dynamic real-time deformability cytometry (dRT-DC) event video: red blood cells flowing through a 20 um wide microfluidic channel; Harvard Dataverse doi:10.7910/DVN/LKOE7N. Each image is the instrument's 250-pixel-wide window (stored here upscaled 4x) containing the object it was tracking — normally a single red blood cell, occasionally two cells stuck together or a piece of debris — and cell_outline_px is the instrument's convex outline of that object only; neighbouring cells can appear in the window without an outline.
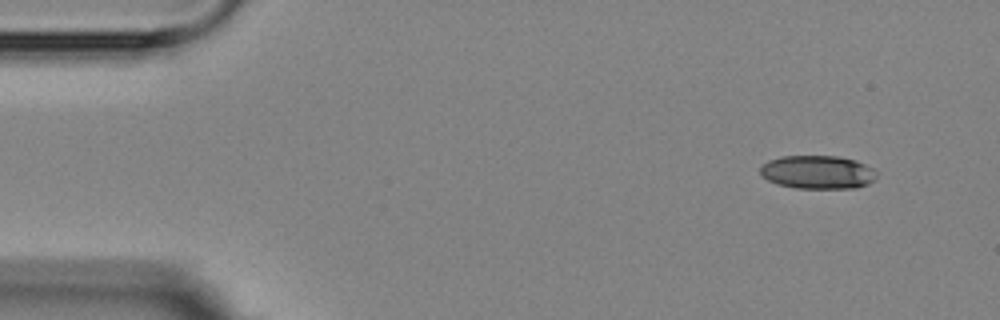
{"species": "Egyptian fruit bat (a non-hibernating species)", "species_latin": "Rousettus aegyptiacus", "temperature_condition": "room temperature", "stored_images_in_passage": 4, "camera_frame_rate_fps": 3000, "um_per_image_px": 0.085, "animal": {"sex": "female"}, "frame": {"image": 1, "passage_image": 1, "time_ms": 0.0, "image_size_px": [1000, 320], "cell_outline_px": [[876, 176], [868, 184], [856, 188], [796, 188], [776, 184], [760, 176], [760, 168], [768, 160], [780, 156], [836, 156], [856, 160], [872, 168], [876, 172]], "centroid_in_image_um": [69.46, 14.63], "position_along_channel_um": 15.5, "area_um2": 22.72}}
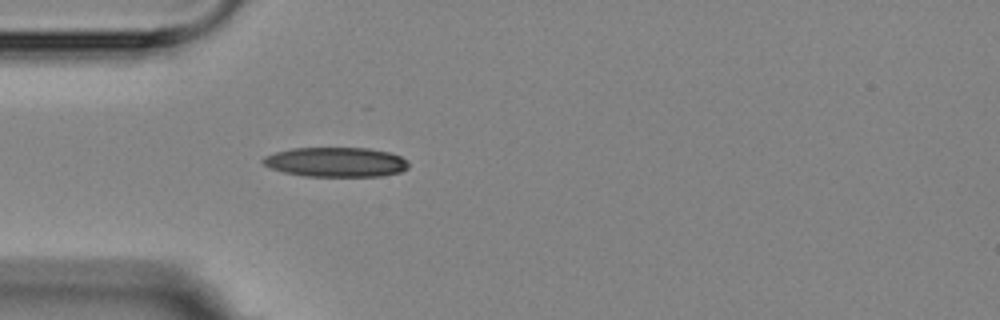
{"frame": {"image": 2, "passage_image": 4, "time_ms": 3.667, "image_size_px": [1000, 320], "cell_outline_px": [[408, 168], [400, 172], [380, 176], [304, 176], [284, 172], [272, 168], [264, 164], [260, 160], [264, 156], [276, 152], [292, 148], [368, 148], [388, 152], [400, 156], [408, 164]], "centroid_in_image_um": [28.53, 13.77], "position_along_channel_um": 56.5, "area_um2": 24.97}}